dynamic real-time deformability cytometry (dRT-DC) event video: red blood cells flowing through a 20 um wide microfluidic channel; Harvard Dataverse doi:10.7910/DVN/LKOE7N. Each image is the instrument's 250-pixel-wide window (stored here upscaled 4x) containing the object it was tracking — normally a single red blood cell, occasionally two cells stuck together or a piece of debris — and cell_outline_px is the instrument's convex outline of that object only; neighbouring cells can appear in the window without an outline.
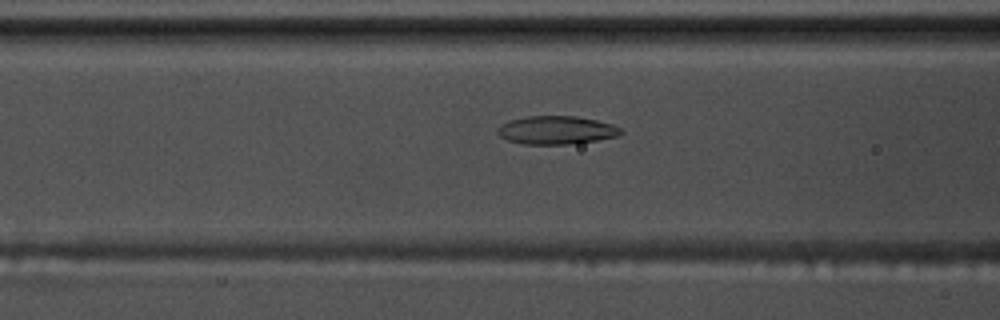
{"species": "common noctule bat (a hibernating species)", "species_latin": "Nyctalus noctula", "temperature_condition": "warm", "stored_images_in_passage": 58, "camera_frame_rate_fps": 3000, "um_per_image_px": 0.085, "animal": {"sex": "male", "body_mass_g": 17.5, "forearm_length_mm": 52.3}, "frame": {"image": 1, "passage_image": 24, "time_ms": 7.667, "image_size_px": [1000, 320], "cell_outline_px": [[624, 132], [616, 136], [596, 140], [568, 144], [524, 144], [508, 140], [500, 136], [496, 132], [504, 124], [512, 120], [528, 116], [576, 116], [596, 120], [612, 124], [620, 128]], "centroid_in_image_um": [47.32, 11.06], "position_along_channel_um": 119.3, "area_um2": 19.94}}
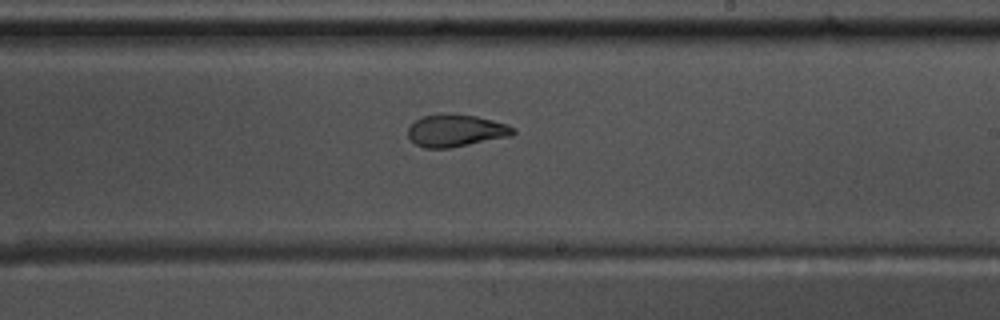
{"frame": {"image": 2, "passage_image": 35, "time_ms": 11.333, "image_size_px": [1000, 320], "cell_outline_px": [[516, 132], [512, 136], [448, 148], [424, 148], [416, 144], [408, 136], [408, 128], [416, 120], [424, 116], [440, 112], [444, 112], [476, 116], [492, 120], [516, 128]], "centroid_in_image_um": [38.74, 11.09], "position_along_channel_um": 250.3, "area_um2": 19.83}}
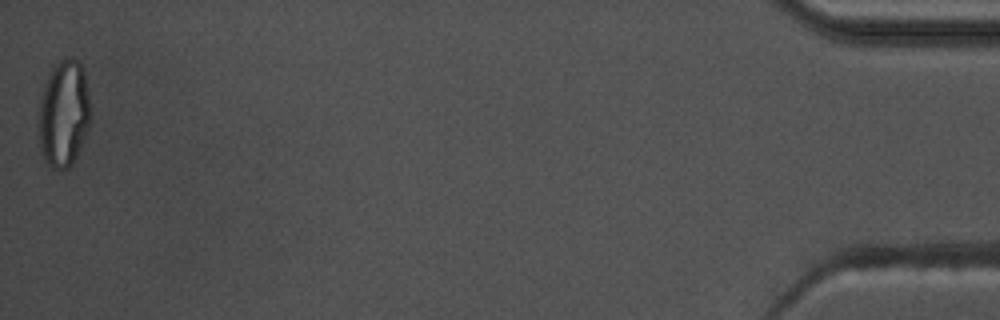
{"frame": {"image": 3, "passage_image": 58, "time_ms": 19.0, "image_size_px": [1000, 320], "cell_outline_px": [[92, 120], [80, 148], [72, 164], [68, 168], [52, 168], [44, 160], [40, 148], [36, 116], [40, 96], [52, 68], [60, 60], [68, 56], [72, 56], [80, 64], [84, 72], [92, 112]], "centroid_in_image_um": [5.41, 9.66], "position_along_channel_um": 429.8, "area_um2": 33.0}, "authors_computed_cell_mechanics": {"area_um2": 20.9525, "velocity_mm_per_s": 3.5804, "shape_relaxation_time_tau1_ms": null, "shape_relaxation_time_tau2_ms": 1.5916, "deformation_change_tau1": null, "deformation_change_tau2": 0.0738}}